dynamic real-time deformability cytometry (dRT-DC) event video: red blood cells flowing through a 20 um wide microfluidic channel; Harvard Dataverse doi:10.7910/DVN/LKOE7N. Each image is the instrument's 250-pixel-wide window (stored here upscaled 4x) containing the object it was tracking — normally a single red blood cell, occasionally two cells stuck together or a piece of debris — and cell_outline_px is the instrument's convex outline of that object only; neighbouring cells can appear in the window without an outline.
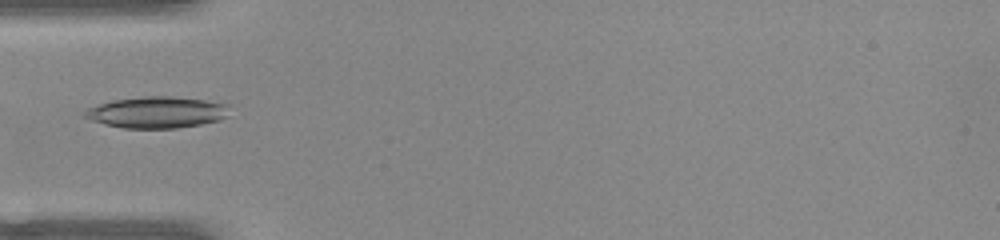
{"species": "common noctule bat (a hibernating species)", "species_latin": "Nyctalus noctula", "temperature_condition": "warm", "stored_images_in_passage": 22, "camera_frame_rate_fps": 3000, "um_per_image_px": 0.085, "animal": {"sex": "female", "body_mass_g": 22.0, "forearm_length_mm": 56.7}, "frame": {"image": 1, "passage_image": 1, "time_ms": 0.0, "image_size_px": [1000, 240], "cell_outline_px": [[228, 116], [220, 120], [200, 124], [176, 128], [124, 128], [104, 124], [92, 120], [84, 116], [84, 112], [88, 108], [100, 104], [116, 100], [144, 96], [172, 96], [204, 100], [228, 104]], "centroid_in_image_um": [13.36, 9.55], "position_along_channel_um": 71.6, "area_um2": 26.24}}